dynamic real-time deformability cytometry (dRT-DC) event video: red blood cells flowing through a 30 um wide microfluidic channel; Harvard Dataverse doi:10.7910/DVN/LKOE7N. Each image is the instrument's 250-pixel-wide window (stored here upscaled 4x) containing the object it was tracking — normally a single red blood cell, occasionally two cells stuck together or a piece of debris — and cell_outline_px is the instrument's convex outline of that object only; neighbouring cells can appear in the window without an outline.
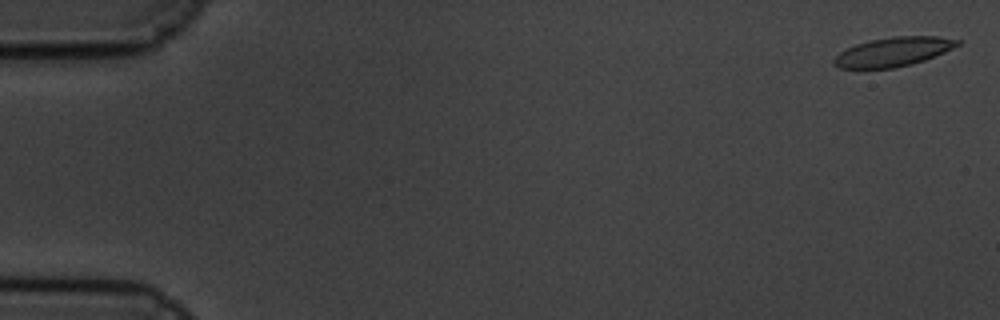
{"species": "common noctule bat (a hibernating species)", "species_latin": "Nyctalus noctula", "temperature_condition": "cold", "stored_images_in_passage": 61, "camera_frame_rate_fps": 3000, "um_per_image_px": 0.085, "animal": {"sex": "male", "body_mass_g": 19.5, "forearm_length_mm": 54.6}, "frame": {"image": 1, "passage_image": 2, "time_ms": 0.333, "image_size_px": [1000, 320], "cell_outline_px": [[960, 44], [944, 52], [924, 60], [912, 64], [892, 68], [840, 68], [832, 64], [832, 60], [840, 52], [856, 44], [868, 40], [896, 36], [940, 36], [960, 40]], "centroid_in_image_um": [75.92, 4.4], "position_along_channel_um": 9.1, "area_um2": 20.87}}
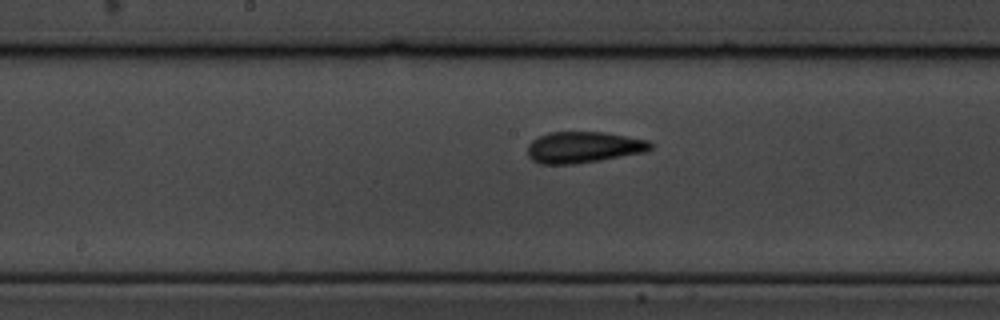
{"frame": {"image": 2, "passage_image": 32, "time_ms": 10.333, "image_size_px": [1000, 320], "cell_outline_px": [[652, 148], [644, 152], [600, 160], [572, 164], [540, 164], [532, 160], [528, 156], [528, 144], [532, 140], [548, 132], [604, 132], [648, 140], [652, 144]], "centroid_in_image_um": [49.57, 12.51], "position_along_channel_um": 198.6, "area_um2": 22.31}}
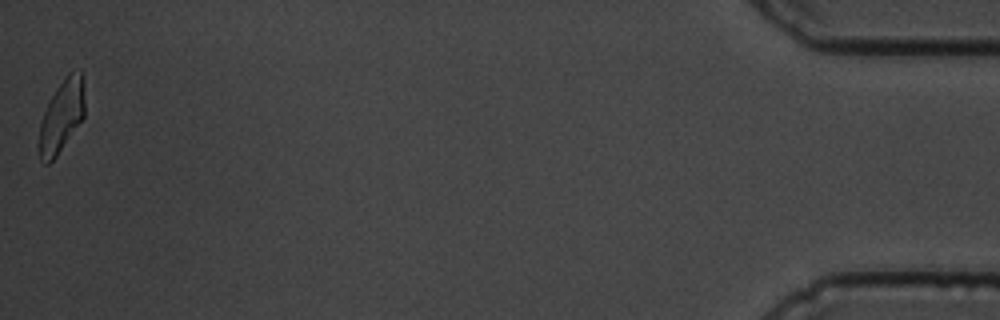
{"frame": {"image": 3, "passage_image": 61, "time_ms": 20.0, "image_size_px": [1000, 320], "cell_outline_px": [[84, 116], [56, 156], [48, 164], [44, 164], [40, 160], [36, 144], [40, 124], [44, 112], [56, 88], [64, 76], [68, 72], [80, 68], [84, 72]], "centroid_in_image_um": [5.23, 9.83], "position_along_channel_um": 430.0, "area_um2": 19.65}, "authors_computed_cell_mechanics": {"area_um2": 21.3282, "velocity_mm_per_s": 3.3251, "shape_relaxation_time_tau1_ms": 5.005, "shape_relaxation_time_tau2_ms": 1.2741, "deformation_change_tau1": 0.1664, "deformation_change_tau2": 0.0932}}